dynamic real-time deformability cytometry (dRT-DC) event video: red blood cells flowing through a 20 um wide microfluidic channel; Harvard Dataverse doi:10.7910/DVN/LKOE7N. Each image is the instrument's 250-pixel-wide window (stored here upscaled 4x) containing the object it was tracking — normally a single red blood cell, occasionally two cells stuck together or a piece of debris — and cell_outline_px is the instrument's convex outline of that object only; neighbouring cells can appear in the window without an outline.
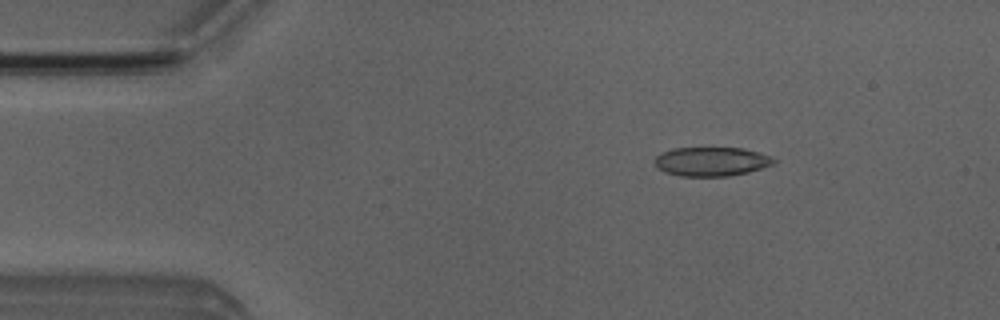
{"species": "Egyptian fruit bat (a non-hibernating species)", "species_latin": "Rousettus aegyptiacus", "temperature_condition": "room temperature", "stored_images_in_passage": 2, "camera_frame_rate_fps": 3000, "um_per_image_px": 0.085, "animal": {"sex": "male"}, "frame": {"image": 1, "passage_image": 1, "time_ms": 0.0, "image_size_px": [1000, 320], "cell_outline_px": [[776, 164], [748, 172], [728, 176], [680, 176], [664, 172], [656, 164], [656, 156], [672, 148], [744, 148], [768, 156], [776, 160]], "centroid_in_image_um": [60.49, 13.73], "position_along_channel_um": 24.5, "area_um2": 19.94}}